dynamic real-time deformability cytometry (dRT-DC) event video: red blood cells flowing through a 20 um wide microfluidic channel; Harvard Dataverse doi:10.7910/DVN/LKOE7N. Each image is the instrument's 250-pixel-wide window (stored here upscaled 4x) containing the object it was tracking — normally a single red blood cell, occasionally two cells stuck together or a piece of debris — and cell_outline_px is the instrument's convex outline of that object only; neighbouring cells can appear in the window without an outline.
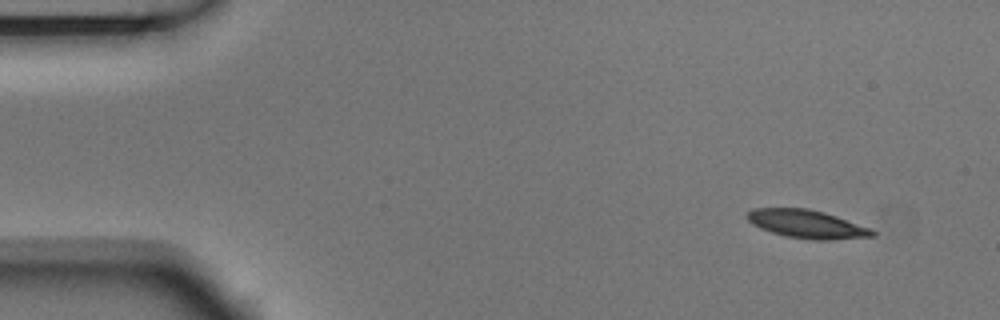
{"species": "Egyptian fruit bat (a non-hibernating species)", "species_latin": "Rousettus aegyptiacus", "temperature_condition": "room temperature", "stored_images_in_passage": 4, "camera_frame_rate_fps": 3000, "um_per_image_px": 0.085, "animal": {"sex": "male"}, "frame": {"image": 1, "passage_image": 1, "time_ms": 0.0, "image_size_px": [1000, 320], "cell_outline_px": [[876, 236], [832, 240], [812, 240], [784, 236], [760, 228], [752, 224], [744, 216], [752, 208], [808, 208], [824, 212], [872, 228], [876, 232]], "centroid_in_image_um": [68.59, 19.05], "position_along_channel_um": 16.4, "area_um2": 20.87}}
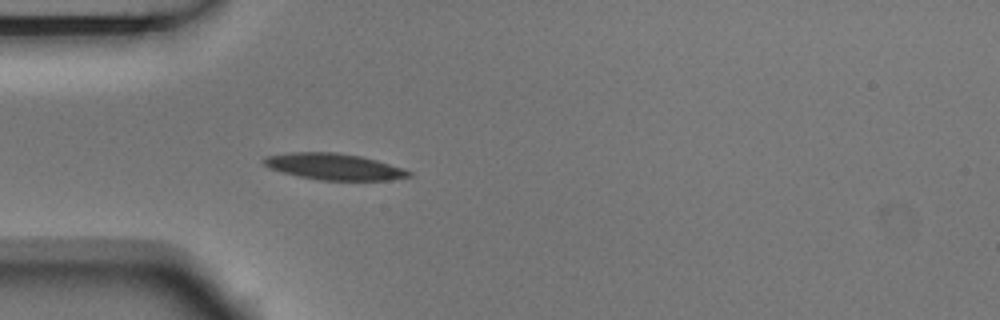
{"frame": {"image": 2, "passage_image": 4, "time_ms": 1.0, "image_size_px": [1000, 320], "cell_outline_px": [[412, 176], [392, 180], [320, 180], [296, 176], [268, 168], [264, 164], [264, 156], [292, 152], [336, 152], [360, 156], [376, 160], [412, 172]], "centroid_in_image_um": [28.36, 14.17], "position_along_channel_um": 56.6, "area_um2": 22.2}}